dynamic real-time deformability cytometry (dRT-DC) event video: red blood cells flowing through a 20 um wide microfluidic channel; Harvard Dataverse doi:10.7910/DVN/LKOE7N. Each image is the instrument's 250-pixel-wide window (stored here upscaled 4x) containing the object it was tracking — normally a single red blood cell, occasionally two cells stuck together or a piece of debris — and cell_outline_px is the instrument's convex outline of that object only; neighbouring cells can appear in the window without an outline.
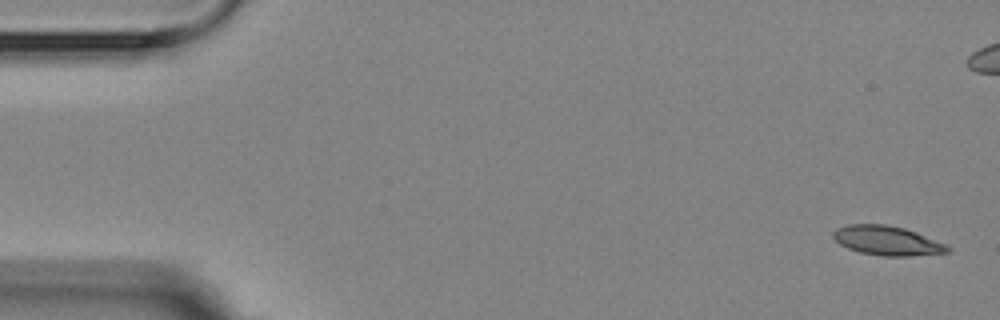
{"species": "Egyptian fruit bat (a non-hibernating species)", "species_latin": "Rousettus aegyptiacus", "temperature_condition": "room temperature", "stored_images_in_passage": 6, "camera_frame_rate_fps": 3000, "um_per_image_px": 0.085, "animal": {"sex": "female"}, "frame": {"image": 1, "passage_image": 1, "time_ms": 0.0, "image_size_px": [1000, 320], "cell_outline_px": [[952, 248], [948, 252], [908, 256], [884, 256], [860, 252], [848, 248], [840, 244], [832, 236], [832, 232], [836, 228], [848, 224], [884, 224], [904, 228], [916, 232], [944, 244]], "centroid_in_image_um": [75.37, 20.44], "position_along_channel_um": 9.6, "area_um2": 19.36}}